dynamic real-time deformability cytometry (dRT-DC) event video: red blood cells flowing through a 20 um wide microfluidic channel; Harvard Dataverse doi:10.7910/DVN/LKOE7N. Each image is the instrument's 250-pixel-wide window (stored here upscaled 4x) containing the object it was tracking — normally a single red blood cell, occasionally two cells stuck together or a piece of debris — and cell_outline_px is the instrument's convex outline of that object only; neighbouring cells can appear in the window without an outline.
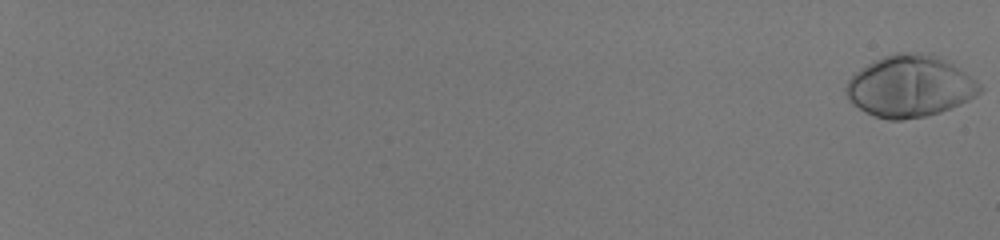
{"species": "human", "species_latin": "Homo sapiens", "temperature_condition": "room temperature", "stored_images_in_passage": 9, "camera_frame_rate_fps": 3000, "um_per_image_px": 0.085, "donor": {"sex": "male"}, "frame": {"image": 1, "passage_image": 1, "time_ms": 0.0, "image_size_px": [1000, 240], "cell_outline_px": [[984, 88], [976, 96], [960, 104], [940, 112], [924, 116], [900, 120], [888, 120], [876, 116], [860, 108], [844, 92], [844, 88], [848, 80], [860, 68], [884, 56], [896, 52], [932, 52], [952, 60], [976, 80]], "centroid_in_image_um": [77.41, 7.28], "position_along_channel_um": 7.6, "area_um2": 48.38}}